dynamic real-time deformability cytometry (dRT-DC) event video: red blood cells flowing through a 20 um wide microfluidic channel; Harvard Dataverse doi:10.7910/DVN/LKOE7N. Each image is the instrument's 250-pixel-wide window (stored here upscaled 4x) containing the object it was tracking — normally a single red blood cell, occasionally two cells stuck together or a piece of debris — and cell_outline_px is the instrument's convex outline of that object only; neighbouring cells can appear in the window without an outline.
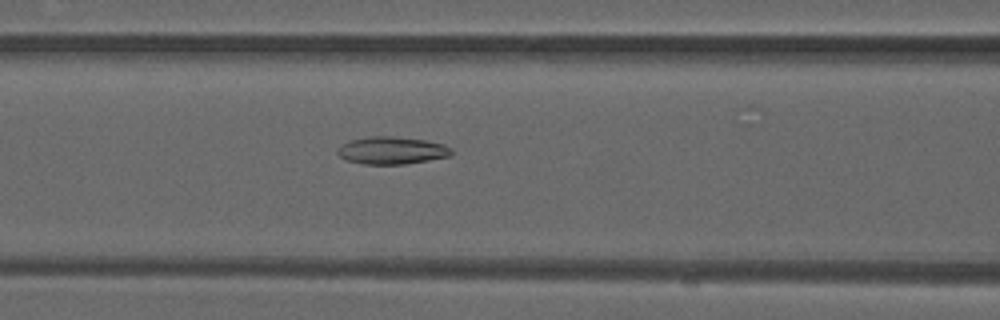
{"species": "common noctule bat (a hibernating species)", "species_latin": "Nyctalus noctula", "temperature_condition": "warm", "stored_images_in_passage": 39, "camera_frame_rate_fps": 3000, "um_per_image_px": 0.085, "animal": {"sex": "male", "forearm_length_mm": 52.5}, "frame": {"image": 1, "passage_image": 11, "time_ms": 3.333, "image_size_px": [1000, 320], "cell_outline_px": [[452, 156], [404, 164], [364, 164], [344, 160], [336, 152], [348, 140], [368, 136], [392, 136], [424, 140], [444, 144], [452, 148]], "centroid_in_image_um": [33.31, 12.79], "position_along_channel_um": 133.3, "area_um2": 18.26}}
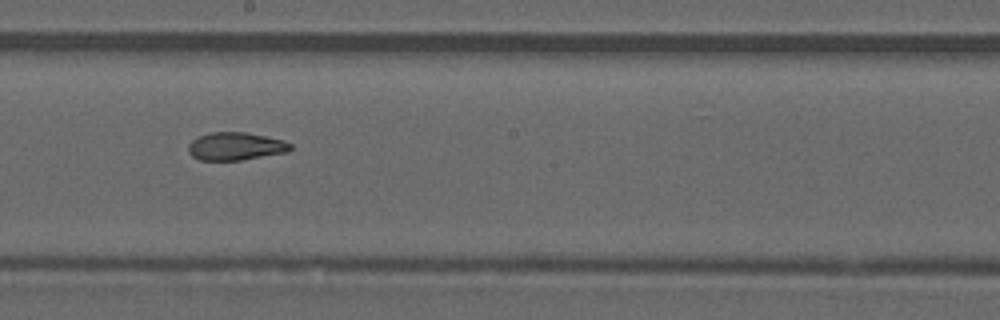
{"frame": {"image": 2, "passage_image": 18, "time_ms": 5.667, "image_size_px": [1000, 320], "cell_outline_px": [[292, 148], [288, 152], [240, 160], [200, 160], [192, 156], [188, 152], [188, 144], [192, 140], [200, 136], [212, 132], [244, 132], [284, 140], [292, 144]], "centroid_in_image_um": [20.03, 12.44], "position_along_channel_um": 228.2, "area_um2": 16.53}}
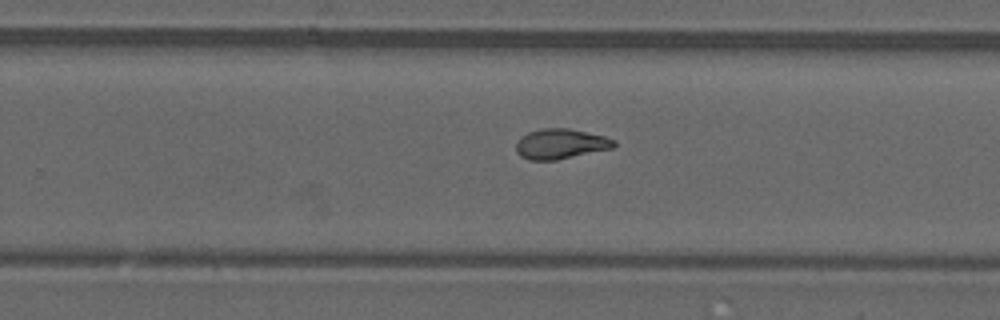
{"frame": {"image": 3, "passage_image": 22, "time_ms": 7.0, "image_size_px": [1000, 320], "cell_outline_px": [[616, 144], [612, 148], [556, 160], [528, 160], [520, 156], [516, 152], [516, 144], [528, 132], [540, 128], [568, 128], [604, 136], [616, 140]], "centroid_in_image_um": [47.65, 12.23], "position_along_channel_um": 282.2, "area_um2": 17.05}, "authors_computed_cell_mechanics": {"area_um2": 16.9354, "velocity_mm_per_s": 4.0812, "shape_relaxation_time_tau1_ms": null, "shape_relaxation_time_tau2_ms": 2.3137, "deformation_change_tau1": null, "deformation_change_tau2": 0.0912}}